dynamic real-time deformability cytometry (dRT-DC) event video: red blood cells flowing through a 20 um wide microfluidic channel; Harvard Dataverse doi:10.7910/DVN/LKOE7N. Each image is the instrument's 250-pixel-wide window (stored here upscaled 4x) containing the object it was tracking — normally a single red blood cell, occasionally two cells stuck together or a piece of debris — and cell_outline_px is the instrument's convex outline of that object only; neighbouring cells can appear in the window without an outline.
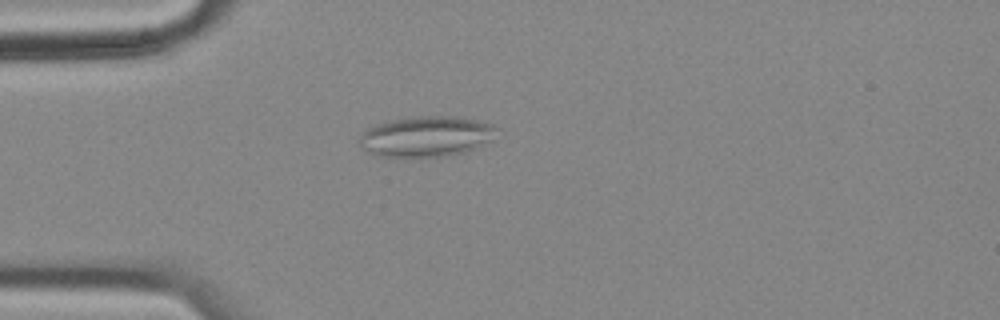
{"species": "common noctule bat (a hibernating species)", "species_latin": "Nyctalus noctula", "temperature_condition": "cold", "stored_images_in_passage": 50, "camera_frame_rate_fps": 3000, "um_per_image_px": 0.085, "animal": {"sex": "female", "body_mass_g": 18.4}, "frame": {"image": 1, "passage_image": 9, "time_ms": 2.667, "image_size_px": [1000, 320], "cell_outline_px": [[496, 128], [488, 140], [476, 148], [468, 152], [452, 156], [380, 156], [368, 152], [360, 148], [360, 136], [364, 128], [388, 120], [420, 116], [456, 116], [476, 120], [492, 124]], "centroid_in_image_um": [36.17, 11.59], "position_along_channel_um": 48.8, "area_um2": 32.31}}
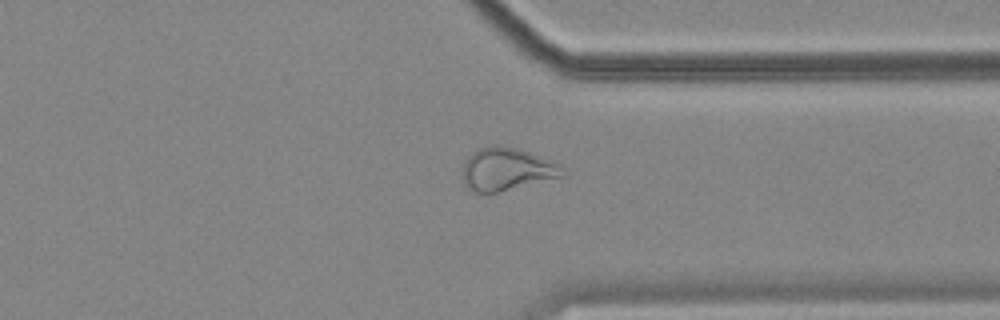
{"frame": {"image": 2, "passage_image": 37, "time_ms": 12.0, "image_size_px": [1000, 320], "cell_outline_px": [[564, 176], [496, 192], [472, 192], [464, 184], [464, 164], [468, 156], [472, 152], [480, 148], [492, 144], [500, 144], [520, 148], [548, 160], [556, 164], [564, 172]], "centroid_in_image_um": [43.02, 14.35], "position_along_channel_um": 368.4, "area_um2": 24.51}}
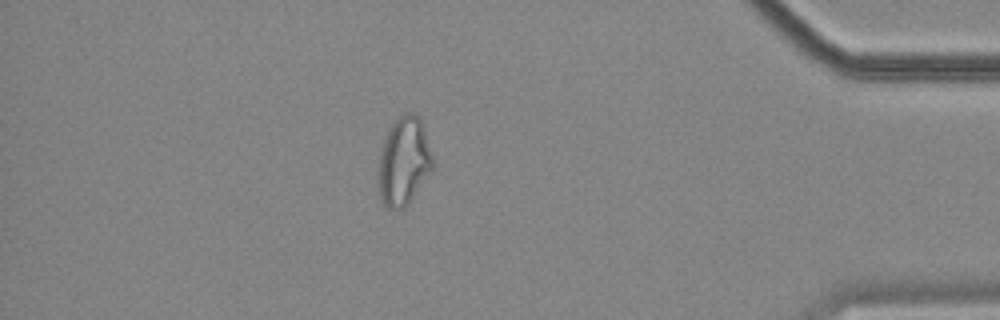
{"frame": {"image": 3, "passage_image": 43, "time_ms": 14.0, "image_size_px": [1000, 320], "cell_outline_px": [[432, 168], [408, 204], [404, 208], [388, 208], [380, 200], [376, 180], [376, 176], [380, 152], [388, 128], [404, 112], [412, 112], [420, 116], [424, 128], [432, 156]], "centroid_in_image_um": [34.27, 13.7], "position_along_channel_um": 400.9, "area_um2": 28.03}, "authors_computed_cell_mechanics": {"area_um2": 26.588, "velocity_mm_per_s": 3.5663, "shape_relaxation_time_tau1_ms": null, "shape_relaxation_time_tau2_ms": 3.5078, "deformation_change_tau1": null, "deformation_change_tau2": 0.1209}}